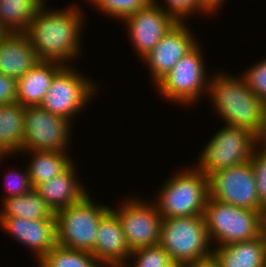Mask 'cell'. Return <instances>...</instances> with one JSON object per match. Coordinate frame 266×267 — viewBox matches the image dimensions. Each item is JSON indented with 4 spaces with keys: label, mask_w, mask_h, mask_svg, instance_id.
Masks as SVG:
<instances>
[{
    "label": "cell",
    "mask_w": 266,
    "mask_h": 267,
    "mask_svg": "<svg viewBox=\"0 0 266 267\" xmlns=\"http://www.w3.org/2000/svg\"><path fill=\"white\" fill-rule=\"evenodd\" d=\"M73 6L51 12L45 10L43 4L31 20L25 33L40 61L67 65L81 53L79 35L83 28V14L77 4Z\"/></svg>",
    "instance_id": "6da1fadb"
},
{
    "label": "cell",
    "mask_w": 266,
    "mask_h": 267,
    "mask_svg": "<svg viewBox=\"0 0 266 267\" xmlns=\"http://www.w3.org/2000/svg\"><path fill=\"white\" fill-rule=\"evenodd\" d=\"M207 93L226 124L247 129L266 141V104L242 76L219 73L209 80Z\"/></svg>",
    "instance_id": "7a4b0ae2"
},
{
    "label": "cell",
    "mask_w": 266,
    "mask_h": 267,
    "mask_svg": "<svg viewBox=\"0 0 266 267\" xmlns=\"http://www.w3.org/2000/svg\"><path fill=\"white\" fill-rule=\"evenodd\" d=\"M210 242L203 215L163 218L159 245L177 265L211 263Z\"/></svg>",
    "instance_id": "3957f363"
},
{
    "label": "cell",
    "mask_w": 266,
    "mask_h": 267,
    "mask_svg": "<svg viewBox=\"0 0 266 267\" xmlns=\"http://www.w3.org/2000/svg\"><path fill=\"white\" fill-rule=\"evenodd\" d=\"M195 168V169H194ZM166 181L155 203L162 218L203 215L209 196V177L194 167Z\"/></svg>",
    "instance_id": "277c9868"
},
{
    "label": "cell",
    "mask_w": 266,
    "mask_h": 267,
    "mask_svg": "<svg viewBox=\"0 0 266 267\" xmlns=\"http://www.w3.org/2000/svg\"><path fill=\"white\" fill-rule=\"evenodd\" d=\"M208 237L218 247L260 236V211L237 207L208 196L204 210Z\"/></svg>",
    "instance_id": "5b68a950"
},
{
    "label": "cell",
    "mask_w": 266,
    "mask_h": 267,
    "mask_svg": "<svg viewBox=\"0 0 266 267\" xmlns=\"http://www.w3.org/2000/svg\"><path fill=\"white\" fill-rule=\"evenodd\" d=\"M88 196L87 194L81 201L54 213L58 245L93 251L99 222L110 207L95 204Z\"/></svg>",
    "instance_id": "8992f818"
},
{
    "label": "cell",
    "mask_w": 266,
    "mask_h": 267,
    "mask_svg": "<svg viewBox=\"0 0 266 267\" xmlns=\"http://www.w3.org/2000/svg\"><path fill=\"white\" fill-rule=\"evenodd\" d=\"M213 135L200 154L198 169L209 177L212 173L242 165L252 158L261 140L242 127L224 125Z\"/></svg>",
    "instance_id": "52a82bcc"
},
{
    "label": "cell",
    "mask_w": 266,
    "mask_h": 267,
    "mask_svg": "<svg viewBox=\"0 0 266 267\" xmlns=\"http://www.w3.org/2000/svg\"><path fill=\"white\" fill-rule=\"evenodd\" d=\"M203 63L201 46L197 44L179 59L175 66L156 84V88L167 100L180 102V104L196 102L203 92L208 91L209 86Z\"/></svg>",
    "instance_id": "ba28073f"
},
{
    "label": "cell",
    "mask_w": 266,
    "mask_h": 267,
    "mask_svg": "<svg viewBox=\"0 0 266 267\" xmlns=\"http://www.w3.org/2000/svg\"><path fill=\"white\" fill-rule=\"evenodd\" d=\"M74 68L64 65L54 76L51 85L40 106L50 113L61 116L71 122L73 115L95 96L94 83Z\"/></svg>",
    "instance_id": "9c48e42d"
},
{
    "label": "cell",
    "mask_w": 266,
    "mask_h": 267,
    "mask_svg": "<svg viewBox=\"0 0 266 267\" xmlns=\"http://www.w3.org/2000/svg\"><path fill=\"white\" fill-rule=\"evenodd\" d=\"M209 196L237 207L260 211V202L251 161L218 170L209 176Z\"/></svg>",
    "instance_id": "30bf717a"
},
{
    "label": "cell",
    "mask_w": 266,
    "mask_h": 267,
    "mask_svg": "<svg viewBox=\"0 0 266 267\" xmlns=\"http://www.w3.org/2000/svg\"><path fill=\"white\" fill-rule=\"evenodd\" d=\"M136 200L137 198H129L118 210L110 208L118 217L128 246L132 251L159 245L163 221L155 203Z\"/></svg>",
    "instance_id": "8fae6325"
},
{
    "label": "cell",
    "mask_w": 266,
    "mask_h": 267,
    "mask_svg": "<svg viewBox=\"0 0 266 267\" xmlns=\"http://www.w3.org/2000/svg\"><path fill=\"white\" fill-rule=\"evenodd\" d=\"M69 123V120L50 113L40 105L25 107L22 151L25 153L29 150L65 152L71 129Z\"/></svg>",
    "instance_id": "7c38bea8"
},
{
    "label": "cell",
    "mask_w": 266,
    "mask_h": 267,
    "mask_svg": "<svg viewBox=\"0 0 266 267\" xmlns=\"http://www.w3.org/2000/svg\"><path fill=\"white\" fill-rule=\"evenodd\" d=\"M156 0L124 19L132 45L140 58L149 54L159 41L178 23L158 6Z\"/></svg>",
    "instance_id": "4fadbf2b"
},
{
    "label": "cell",
    "mask_w": 266,
    "mask_h": 267,
    "mask_svg": "<svg viewBox=\"0 0 266 267\" xmlns=\"http://www.w3.org/2000/svg\"><path fill=\"white\" fill-rule=\"evenodd\" d=\"M177 23L143 59L150 68L155 85L196 45L190 28Z\"/></svg>",
    "instance_id": "5bb4252c"
},
{
    "label": "cell",
    "mask_w": 266,
    "mask_h": 267,
    "mask_svg": "<svg viewBox=\"0 0 266 267\" xmlns=\"http://www.w3.org/2000/svg\"><path fill=\"white\" fill-rule=\"evenodd\" d=\"M131 252L118 217L109 210L99 222L91 253L102 267H127Z\"/></svg>",
    "instance_id": "9a60e30c"
},
{
    "label": "cell",
    "mask_w": 266,
    "mask_h": 267,
    "mask_svg": "<svg viewBox=\"0 0 266 267\" xmlns=\"http://www.w3.org/2000/svg\"><path fill=\"white\" fill-rule=\"evenodd\" d=\"M0 226L20 243L32 248L38 260L57 245L56 219L0 217Z\"/></svg>",
    "instance_id": "2e32d148"
},
{
    "label": "cell",
    "mask_w": 266,
    "mask_h": 267,
    "mask_svg": "<svg viewBox=\"0 0 266 267\" xmlns=\"http://www.w3.org/2000/svg\"><path fill=\"white\" fill-rule=\"evenodd\" d=\"M39 61L25 32L8 33L0 41V74L17 81Z\"/></svg>",
    "instance_id": "e0dca14e"
},
{
    "label": "cell",
    "mask_w": 266,
    "mask_h": 267,
    "mask_svg": "<svg viewBox=\"0 0 266 267\" xmlns=\"http://www.w3.org/2000/svg\"><path fill=\"white\" fill-rule=\"evenodd\" d=\"M74 167L73 163L62 174L34 188L53 213L81 201L88 194L85 187L79 185Z\"/></svg>",
    "instance_id": "ac0fdd59"
},
{
    "label": "cell",
    "mask_w": 266,
    "mask_h": 267,
    "mask_svg": "<svg viewBox=\"0 0 266 267\" xmlns=\"http://www.w3.org/2000/svg\"><path fill=\"white\" fill-rule=\"evenodd\" d=\"M211 264L214 267H264L266 243L259 236L253 240L216 247L212 252Z\"/></svg>",
    "instance_id": "d6986e66"
},
{
    "label": "cell",
    "mask_w": 266,
    "mask_h": 267,
    "mask_svg": "<svg viewBox=\"0 0 266 267\" xmlns=\"http://www.w3.org/2000/svg\"><path fill=\"white\" fill-rule=\"evenodd\" d=\"M64 65L54 61H39L23 77L17 80L16 102L24 107L40 105L55 74Z\"/></svg>",
    "instance_id": "ffe728a7"
},
{
    "label": "cell",
    "mask_w": 266,
    "mask_h": 267,
    "mask_svg": "<svg viewBox=\"0 0 266 267\" xmlns=\"http://www.w3.org/2000/svg\"><path fill=\"white\" fill-rule=\"evenodd\" d=\"M25 132V107L19 103L0 105V153L22 152ZM20 150V151H19Z\"/></svg>",
    "instance_id": "44dd1931"
},
{
    "label": "cell",
    "mask_w": 266,
    "mask_h": 267,
    "mask_svg": "<svg viewBox=\"0 0 266 267\" xmlns=\"http://www.w3.org/2000/svg\"><path fill=\"white\" fill-rule=\"evenodd\" d=\"M28 152L33 155L27 167L33 188L62 174L73 164L68 154L62 151L29 150Z\"/></svg>",
    "instance_id": "7402d4cb"
},
{
    "label": "cell",
    "mask_w": 266,
    "mask_h": 267,
    "mask_svg": "<svg viewBox=\"0 0 266 267\" xmlns=\"http://www.w3.org/2000/svg\"><path fill=\"white\" fill-rule=\"evenodd\" d=\"M3 200L0 217H18L28 220L56 219L52 210L34 188L23 195Z\"/></svg>",
    "instance_id": "603a6c76"
},
{
    "label": "cell",
    "mask_w": 266,
    "mask_h": 267,
    "mask_svg": "<svg viewBox=\"0 0 266 267\" xmlns=\"http://www.w3.org/2000/svg\"><path fill=\"white\" fill-rule=\"evenodd\" d=\"M44 0H0V23L11 32H26Z\"/></svg>",
    "instance_id": "cb8c5ba5"
},
{
    "label": "cell",
    "mask_w": 266,
    "mask_h": 267,
    "mask_svg": "<svg viewBox=\"0 0 266 267\" xmlns=\"http://www.w3.org/2000/svg\"><path fill=\"white\" fill-rule=\"evenodd\" d=\"M40 267H101L91 252L56 245L39 261Z\"/></svg>",
    "instance_id": "d4e9b609"
},
{
    "label": "cell",
    "mask_w": 266,
    "mask_h": 267,
    "mask_svg": "<svg viewBox=\"0 0 266 267\" xmlns=\"http://www.w3.org/2000/svg\"><path fill=\"white\" fill-rule=\"evenodd\" d=\"M153 0H91L100 11L111 18L124 20L133 13L148 7ZM105 11V12H104Z\"/></svg>",
    "instance_id": "484cf974"
},
{
    "label": "cell",
    "mask_w": 266,
    "mask_h": 267,
    "mask_svg": "<svg viewBox=\"0 0 266 267\" xmlns=\"http://www.w3.org/2000/svg\"><path fill=\"white\" fill-rule=\"evenodd\" d=\"M133 257H136L134 267H175L177 265L160 245L136 249L130 253L129 259Z\"/></svg>",
    "instance_id": "4316f807"
},
{
    "label": "cell",
    "mask_w": 266,
    "mask_h": 267,
    "mask_svg": "<svg viewBox=\"0 0 266 267\" xmlns=\"http://www.w3.org/2000/svg\"><path fill=\"white\" fill-rule=\"evenodd\" d=\"M250 161L255 171L257 193L262 206H265L266 205V141H261L257 145Z\"/></svg>",
    "instance_id": "83f0119b"
},
{
    "label": "cell",
    "mask_w": 266,
    "mask_h": 267,
    "mask_svg": "<svg viewBox=\"0 0 266 267\" xmlns=\"http://www.w3.org/2000/svg\"><path fill=\"white\" fill-rule=\"evenodd\" d=\"M243 73L248 87L266 104V59Z\"/></svg>",
    "instance_id": "f1b7e54d"
},
{
    "label": "cell",
    "mask_w": 266,
    "mask_h": 267,
    "mask_svg": "<svg viewBox=\"0 0 266 267\" xmlns=\"http://www.w3.org/2000/svg\"><path fill=\"white\" fill-rule=\"evenodd\" d=\"M167 8L158 5L161 7L164 12L170 16H172L178 23H183V19L185 16H189L193 12L203 11V13L207 12L203 9L200 0H165Z\"/></svg>",
    "instance_id": "f546056e"
},
{
    "label": "cell",
    "mask_w": 266,
    "mask_h": 267,
    "mask_svg": "<svg viewBox=\"0 0 266 267\" xmlns=\"http://www.w3.org/2000/svg\"><path fill=\"white\" fill-rule=\"evenodd\" d=\"M5 176V181L8 182L5 185V187H7L5 189L9 191V195L7 194L5 198L20 196L33 189L27 169H25L23 174L18 172H9Z\"/></svg>",
    "instance_id": "4dcf8cb0"
},
{
    "label": "cell",
    "mask_w": 266,
    "mask_h": 267,
    "mask_svg": "<svg viewBox=\"0 0 266 267\" xmlns=\"http://www.w3.org/2000/svg\"><path fill=\"white\" fill-rule=\"evenodd\" d=\"M17 81L13 78L0 74V105L16 103Z\"/></svg>",
    "instance_id": "1f68e13d"
},
{
    "label": "cell",
    "mask_w": 266,
    "mask_h": 267,
    "mask_svg": "<svg viewBox=\"0 0 266 267\" xmlns=\"http://www.w3.org/2000/svg\"><path fill=\"white\" fill-rule=\"evenodd\" d=\"M203 9L207 13L216 12L224 0H200Z\"/></svg>",
    "instance_id": "d6a6232c"
},
{
    "label": "cell",
    "mask_w": 266,
    "mask_h": 267,
    "mask_svg": "<svg viewBox=\"0 0 266 267\" xmlns=\"http://www.w3.org/2000/svg\"><path fill=\"white\" fill-rule=\"evenodd\" d=\"M260 236L266 243V205L260 212Z\"/></svg>",
    "instance_id": "836d02e7"
},
{
    "label": "cell",
    "mask_w": 266,
    "mask_h": 267,
    "mask_svg": "<svg viewBox=\"0 0 266 267\" xmlns=\"http://www.w3.org/2000/svg\"><path fill=\"white\" fill-rule=\"evenodd\" d=\"M8 30L0 23V41L8 34Z\"/></svg>",
    "instance_id": "e575fe53"
},
{
    "label": "cell",
    "mask_w": 266,
    "mask_h": 267,
    "mask_svg": "<svg viewBox=\"0 0 266 267\" xmlns=\"http://www.w3.org/2000/svg\"><path fill=\"white\" fill-rule=\"evenodd\" d=\"M177 267H202V265H189V266H179V265H177Z\"/></svg>",
    "instance_id": "d590c367"
},
{
    "label": "cell",
    "mask_w": 266,
    "mask_h": 267,
    "mask_svg": "<svg viewBox=\"0 0 266 267\" xmlns=\"http://www.w3.org/2000/svg\"><path fill=\"white\" fill-rule=\"evenodd\" d=\"M202 267H214V266L211 263H208V264L202 265Z\"/></svg>",
    "instance_id": "8d00e7d4"
},
{
    "label": "cell",
    "mask_w": 266,
    "mask_h": 267,
    "mask_svg": "<svg viewBox=\"0 0 266 267\" xmlns=\"http://www.w3.org/2000/svg\"><path fill=\"white\" fill-rule=\"evenodd\" d=\"M5 157V155H2L1 153H0V160H2L4 157ZM0 163H1V161H0Z\"/></svg>",
    "instance_id": "74e56055"
}]
</instances>
